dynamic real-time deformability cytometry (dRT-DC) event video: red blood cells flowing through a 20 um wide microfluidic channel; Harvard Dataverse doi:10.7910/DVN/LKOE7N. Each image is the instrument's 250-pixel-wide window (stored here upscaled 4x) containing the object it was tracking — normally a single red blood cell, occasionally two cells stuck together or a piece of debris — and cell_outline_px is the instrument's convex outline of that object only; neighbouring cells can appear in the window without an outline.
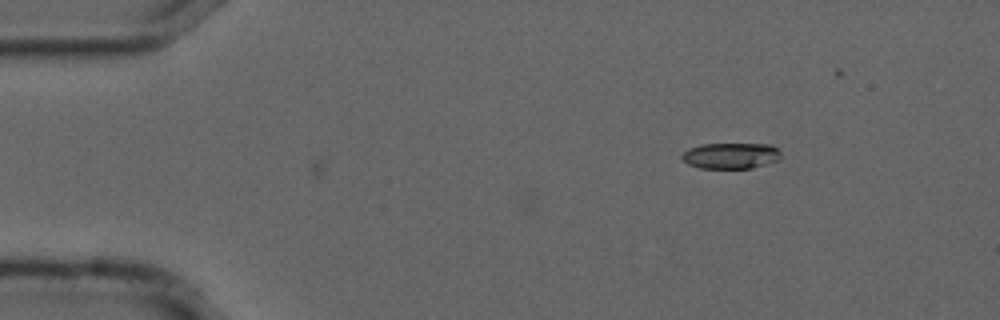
{"species": "common noctule bat (a hibernating species)", "species_latin": "Nyctalus noctula", "temperature_condition": "cold", "stored_images_in_passage": 2, "camera_frame_rate_fps": 3000, "um_per_image_px": 0.085, "animal": {"sex": "male", "forearm_length_mm": 52.5}, "frame": {"image": 1, "passage_image": 2, "time_ms": 0.333, "image_size_px": [1000, 320], "cell_outline_px": [[780, 160], [752, 168], [700, 168], [688, 164], [680, 156], [688, 148], [700, 144], [772, 144], [780, 152]], "centroid_in_image_um": [62.12, 13.23], "position_along_channel_um": 22.9, "area_um2": 15.03}}